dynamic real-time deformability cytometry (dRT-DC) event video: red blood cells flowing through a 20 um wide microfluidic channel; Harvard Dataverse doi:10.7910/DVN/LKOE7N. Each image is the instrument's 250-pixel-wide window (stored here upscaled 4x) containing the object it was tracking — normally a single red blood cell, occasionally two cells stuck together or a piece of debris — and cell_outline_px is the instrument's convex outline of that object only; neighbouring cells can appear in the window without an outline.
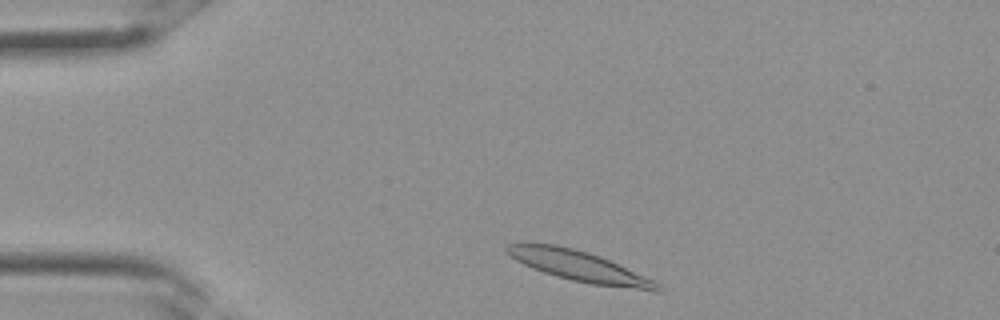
{"species": "Egyptian fruit bat (a non-hibernating species)", "species_latin": "Rousettus aegyptiacus", "temperature_condition": "room temperature", "stored_images_in_passage": 28, "camera_frame_rate_fps": 3000, "um_per_image_px": 0.085, "frame": {"image": 1, "passage_image": 1, "time_ms": 0.0, "image_size_px": [1000, 320], "cell_outline_px": [[664, 292], [656, 292], [592, 284], [572, 280], [556, 276], [532, 268], [516, 260], [504, 248], [504, 244], [520, 240], [524, 240], [556, 244], [588, 252], [600, 256], [656, 280], [664, 288]], "centroid_in_image_um": [49.23, 22.6], "position_along_channel_um": 35.8, "area_um2": 27.57}}
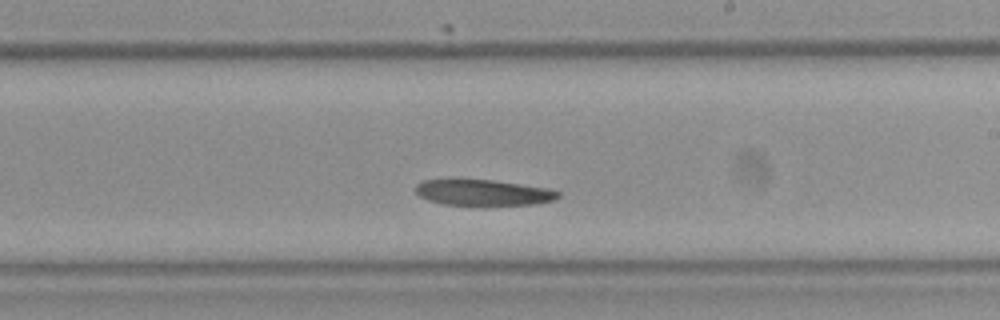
{"frame": {"image": 2, "passage_image": 14, "time_ms": 4.333, "image_size_px": [1000, 320], "cell_outline_px": [[560, 196], [552, 200], [536, 204], [484, 208], [444, 204], [428, 200], [420, 196], [416, 192], [416, 184], [424, 180], [492, 180], [548, 188], [560, 192]], "centroid_in_image_um": [41.1, 16.42], "position_along_channel_um": 247.9, "area_um2": 22.25}}
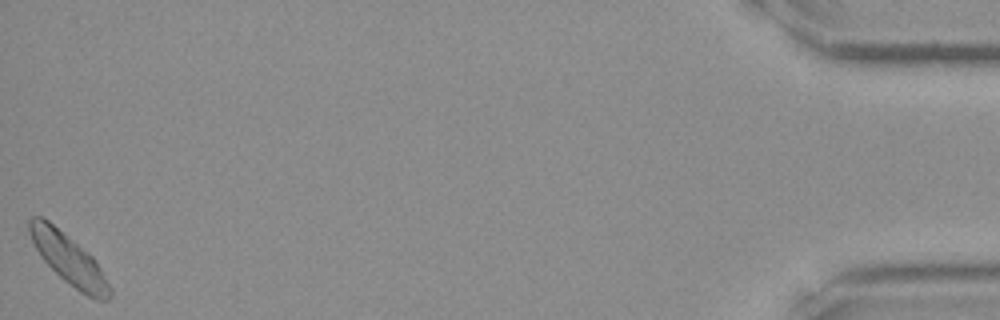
{"frame": {"image": 3, "passage_image": 28, "time_ms": 9.0, "image_size_px": [1000, 320], "cell_outline_px": [[112, 296], [108, 300], [96, 300], [80, 292], [64, 280], [40, 256], [28, 232], [28, 220], [32, 216], [44, 216], [88, 252], [96, 260], [112, 288]], "centroid_in_image_um": [5.86, 22.02], "position_along_channel_um": 429.3, "area_um2": 23.64}}